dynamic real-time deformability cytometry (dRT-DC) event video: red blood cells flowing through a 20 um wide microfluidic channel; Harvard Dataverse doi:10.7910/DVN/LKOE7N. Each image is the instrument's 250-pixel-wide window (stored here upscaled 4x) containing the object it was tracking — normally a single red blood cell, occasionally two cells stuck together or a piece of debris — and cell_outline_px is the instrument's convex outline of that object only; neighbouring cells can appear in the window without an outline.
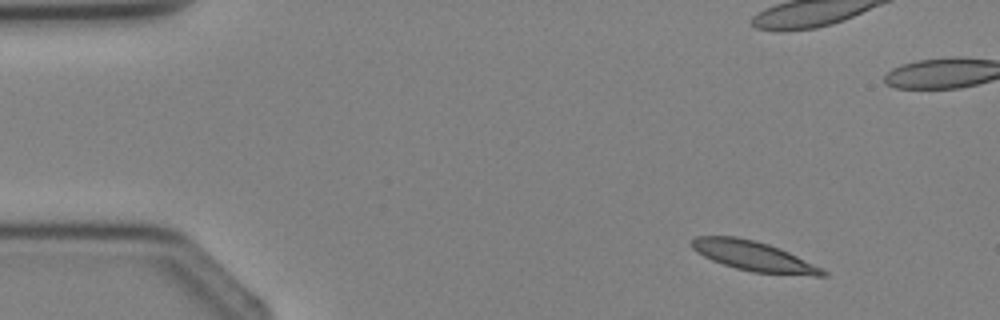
{"species": "Egyptian fruit bat (a non-hibernating species)", "species_latin": "Rousettus aegyptiacus", "temperature_condition": "cold", "stored_images_in_passage": 4, "camera_frame_rate_fps": 3000, "um_per_image_px": 0.085, "animal": {"sex": "female"}, "frame": {"image": 1, "passage_image": 1, "time_ms": 0.0, "image_size_px": [1000, 320], "cell_outline_px": [[828, 276], [812, 276], [752, 272], [736, 268], [712, 260], [696, 252], [692, 248], [692, 240], [696, 236], [736, 236], [756, 240], [780, 248], [824, 268], [828, 272]], "centroid_in_image_um": [64.12, 21.78], "position_along_channel_um": 20.9, "area_um2": 22.89}}